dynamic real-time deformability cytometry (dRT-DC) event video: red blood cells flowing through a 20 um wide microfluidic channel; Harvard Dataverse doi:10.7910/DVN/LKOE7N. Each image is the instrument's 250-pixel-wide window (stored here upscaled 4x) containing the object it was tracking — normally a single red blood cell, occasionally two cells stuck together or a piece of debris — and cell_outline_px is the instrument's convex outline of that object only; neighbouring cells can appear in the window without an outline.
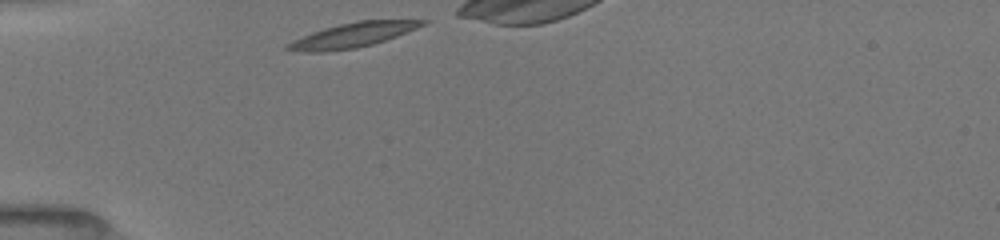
{"species": "common noctule bat (a hibernating species)", "species_latin": "Nyctalus noctula", "temperature_condition": "room temperature", "stored_images_in_passage": 28, "camera_frame_rate_fps": 3000, "um_per_image_px": 0.085, "animal": {"sex": "female", "body_mass_g": 19.5, "forearm_length_mm": 54.1}, "frame": {"image": 1, "passage_image": 1, "time_ms": 0.0, "image_size_px": [1000, 240], "cell_outline_px": [[432, 20], [416, 28], [396, 36], [372, 44], [356, 48], [328, 52], [304, 52], [284, 48], [292, 40], [312, 32], [324, 28], [340, 24], [360, 20]], "centroid_in_image_um": [29.95, 2.99], "position_along_channel_um": 55.0, "area_um2": 19.07}}
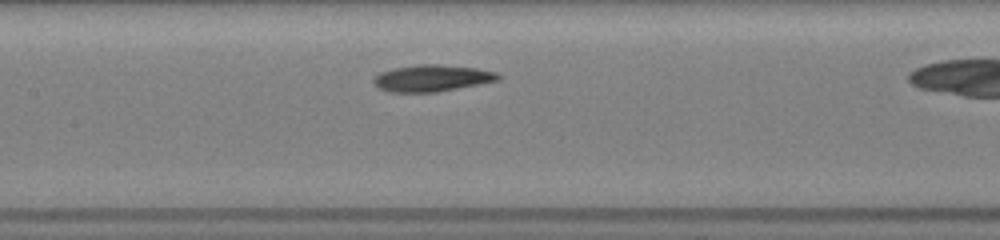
{"frame": {"image": 2, "passage_image": 11, "time_ms": 3.333, "image_size_px": [1000, 240], "cell_outline_px": [[500, 80], [436, 92], [388, 92], [380, 88], [372, 80], [372, 76], [380, 72], [396, 68], [420, 64], [436, 64], [476, 68], [496, 72], [500, 76]], "centroid_in_image_um": [36.7, 6.64], "position_along_channel_um": 170.7, "area_um2": 19.19}}
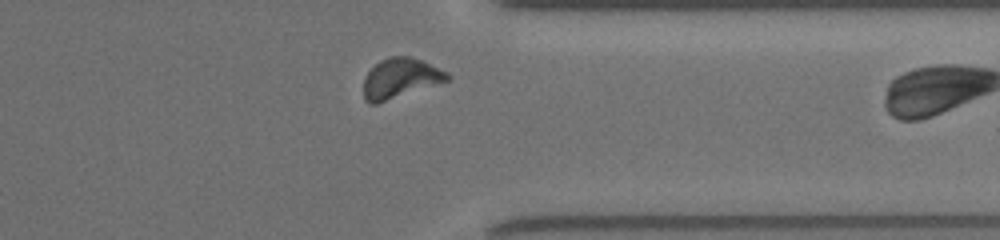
{"frame": {"image": 3, "passage_image": 27, "time_ms": 8.667, "image_size_px": [1000, 240], "cell_outline_px": [[452, 76], [448, 80], [376, 104], [368, 104], [364, 100], [364, 76], [380, 60], [388, 56], [408, 56], [420, 60], [448, 72]], "centroid_in_image_um": [33.99, 6.65], "position_along_channel_um": 377.4, "area_um2": 19.25}}